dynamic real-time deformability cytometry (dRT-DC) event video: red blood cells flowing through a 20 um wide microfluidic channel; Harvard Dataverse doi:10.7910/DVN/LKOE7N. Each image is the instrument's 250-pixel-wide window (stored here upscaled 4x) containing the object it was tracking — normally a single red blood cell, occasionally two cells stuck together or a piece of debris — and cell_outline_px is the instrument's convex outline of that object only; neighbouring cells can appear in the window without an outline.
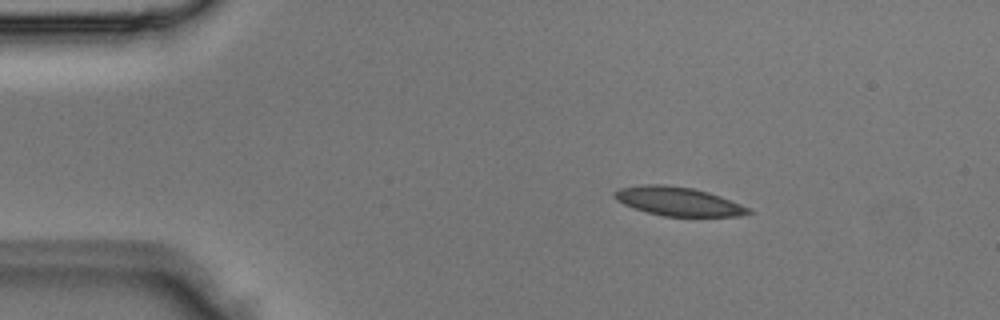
{"species": "Egyptian fruit bat (a non-hibernating species)", "species_latin": "Rousettus aegyptiacus", "temperature_condition": "room temperature", "stored_images_in_passage": 2, "camera_frame_rate_fps": 3000, "um_per_image_px": 0.085, "animal": {"sex": "male"}, "frame": {"image": 1, "passage_image": 1, "time_ms": 0.0, "image_size_px": [1000, 320], "cell_outline_px": [[752, 212], [740, 216], [664, 216], [648, 212], [624, 204], [616, 200], [612, 196], [612, 192], [620, 188], [644, 184], [664, 184], [692, 188], [708, 192], [720, 196], [740, 204], [748, 208]], "centroid_in_image_um": [57.61, 17.11], "position_along_channel_um": 27.4, "area_um2": 22.25}}